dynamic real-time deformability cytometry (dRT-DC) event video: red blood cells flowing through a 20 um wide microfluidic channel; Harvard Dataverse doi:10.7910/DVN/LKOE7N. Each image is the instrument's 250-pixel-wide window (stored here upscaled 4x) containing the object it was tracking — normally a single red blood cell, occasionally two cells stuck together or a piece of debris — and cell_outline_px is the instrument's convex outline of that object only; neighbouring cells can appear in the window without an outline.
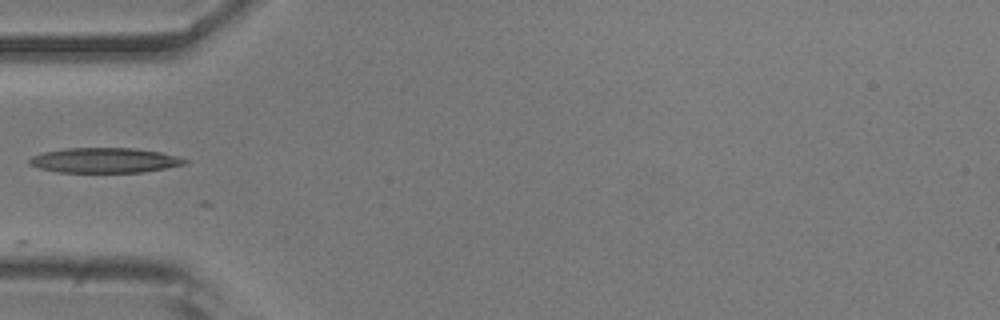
{"species": "common noctule bat (a hibernating species)", "species_latin": "Nyctalus noctula", "temperature_condition": "room temperature", "stored_images_in_passage": 6, "camera_frame_rate_fps": 3000, "um_per_image_px": 0.085, "animal": {"sex": "male", "body_mass_g": 20.5, "forearm_length_mm": 52.5}, "frame": {"image": 1, "passage_image": 1, "time_ms": 0.0, "image_size_px": [1000, 320], "cell_outline_px": [[188, 164], [140, 172], [56, 172], [40, 168], [28, 164], [28, 160], [32, 156], [44, 152], [64, 148], [136, 148], [160, 152], [176, 156], [188, 160]], "centroid_in_image_um": [8.87, 13.62], "position_along_channel_um": 76.1, "area_um2": 22.6}}
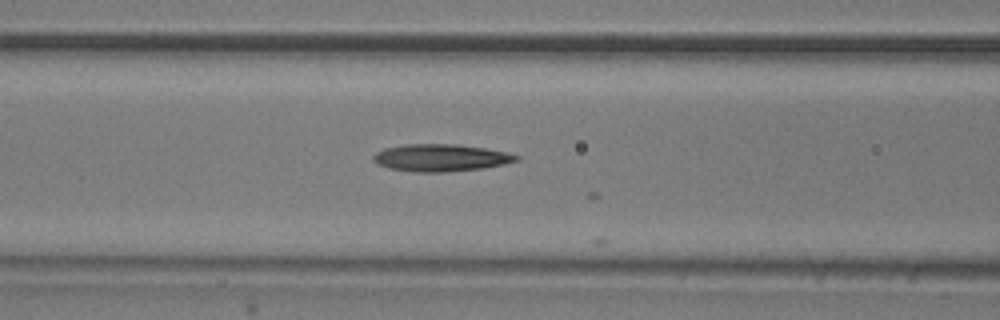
{"frame": {"image": 2, "passage_image": 5, "time_ms": 1.333, "image_size_px": [1000, 320], "cell_outline_px": [[520, 160], [504, 164], [480, 168], [444, 172], [416, 172], [388, 168], [376, 164], [372, 160], [372, 156], [376, 152], [384, 148], [404, 144], [456, 144], [484, 148], [508, 152], [520, 156]], "centroid_in_image_um": [37.43, 13.4], "position_along_channel_um": 129.2, "area_um2": 22.77}}